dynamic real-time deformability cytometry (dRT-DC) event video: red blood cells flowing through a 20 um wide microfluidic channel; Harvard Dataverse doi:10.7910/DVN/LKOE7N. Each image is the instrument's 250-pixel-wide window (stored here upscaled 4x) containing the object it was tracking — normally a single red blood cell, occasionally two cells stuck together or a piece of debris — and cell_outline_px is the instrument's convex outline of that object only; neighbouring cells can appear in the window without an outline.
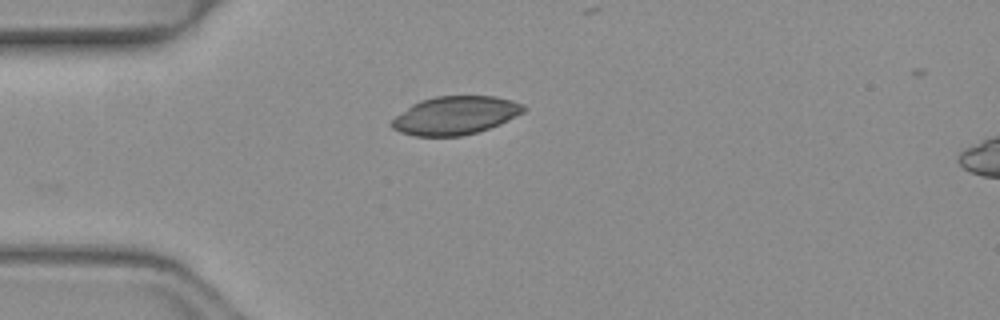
{"species": "common noctule bat (a hibernating species)", "species_latin": "Nyctalus noctula", "temperature_condition": "warm", "stored_images_in_passage": 39, "camera_frame_rate_fps": 3000, "um_per_image_px": 0.085, "animal": {"sex": "female", "body_mass_g": 19.3, "forearm_length_mm": 54.1}, "frame": {"image": 1, "passage_image": 1, "time_ms": 0.0, "image_size_px": [1000, 320], "cell_outline_px": [[528, 108], [524, 112], [500, 124], [476, 132], [460, 136], [416, 136], [400, 132], [392, 128], [388, 124], [396, 116], [412, 104], [420, 100], [436, 96], [496, 96], [512, 100], [524, 104]], "centroid_in_image_um": [38.71, 9.8], "position_along_channel_um": 46.3, "area_um2": 29.48}}
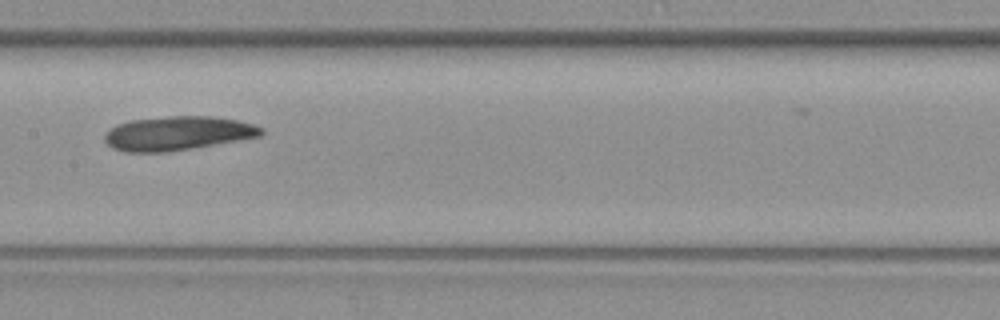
{"frame": {"image": 2, "passage_image": 13, "time_ms": 4.0, "image_size_px": [1000, 320], "cell_outline_px": [[264, 132], [260, 136], [192, 148], [168, 152], [124, 152], [112, 148], [104, 140], [104, 132], [116, 124], [128, 120], [168, 116], [212, 116], [240, 120], [264, 128]], "centroid_in_image_um": [15.06, 11.32], "position_along_channel_um": 192.3, "area_um2": 31.27}}
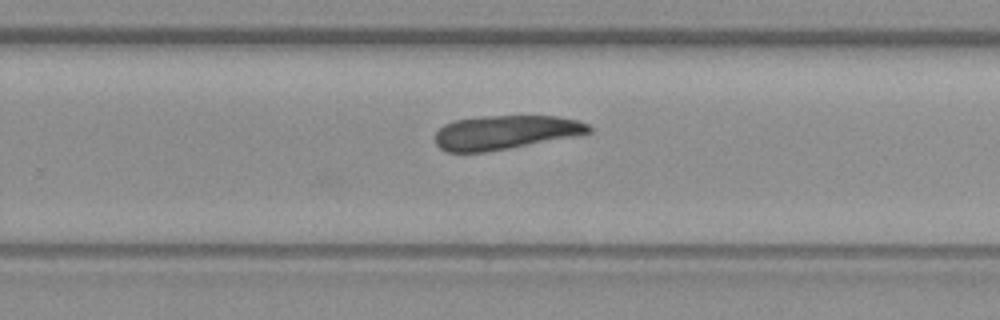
{"frame": {"image": 3, "passage_image": 20, "time_ms": 6.333, "image_size_px": [1000, 320], "cell_outline_px": [[592, 132], [572, 136], [508, 148], [484, 152], [448, 152], [440, 148], [436, 144], [436, 132], [444, 124], [452, 120], [476, 116], [556, 116], [576, 120], [588, 124], [592, 128]], "centroid_in_image_um": [42.9, 11.23], "position_along_channel_um": 286.9, "area_um2": 30.23}}